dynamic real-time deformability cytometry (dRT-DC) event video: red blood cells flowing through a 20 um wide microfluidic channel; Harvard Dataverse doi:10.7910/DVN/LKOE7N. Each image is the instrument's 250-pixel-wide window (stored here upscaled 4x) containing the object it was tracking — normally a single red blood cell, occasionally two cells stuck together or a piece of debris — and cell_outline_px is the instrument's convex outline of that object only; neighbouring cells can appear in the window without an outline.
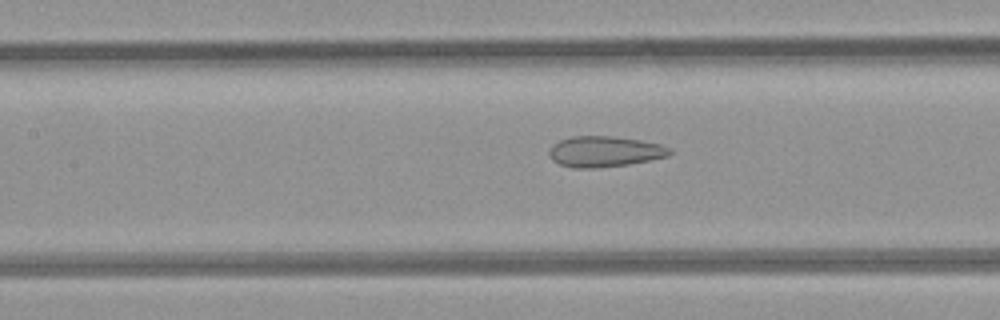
{"species": "common noctule bat (a hibernating species)", "species_latin": "Nyctalus noctula", "temperature_condition": "room temperature", "stored_images_in_passage": 21, "camera_frame_rate_fps": 3000, "um_per_image_px": 0.085, "animal": {"sex": "female", "body_mass_g": 21.9}, "frame": {"image": 1, "passage_image": 11, "time_ms": 3.333, "image_size_px": [1000, 320], "cell_outline_px": [[672, 152], [668, 156], [628, 164], [596, 168], [572, 168], [560, 164], [552, 160], [548, 152], [552, 144], [560, 140], [572, 136], [612, 136], [640, 140], [660, 144], [672, 148]], "centroid_in_image_um": [51.38, 12.88], "position_along_channel_um": 156.0, "area_um2": 21.62}}
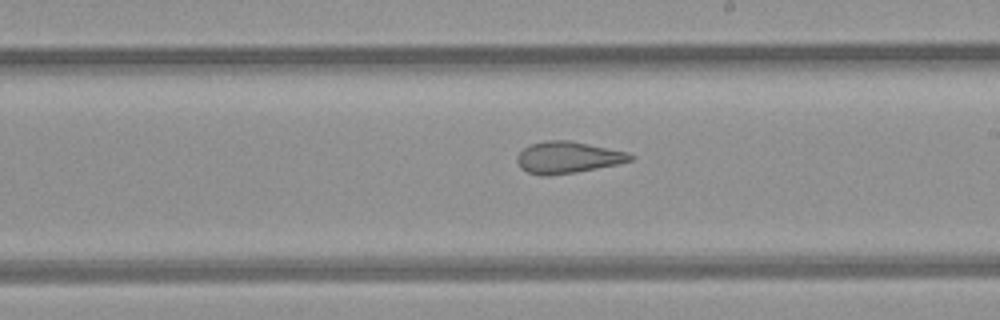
{"frame": {"image": 2, "passage_image": 17, "time_ms": 5.333, "image_size_px": [1000, 320], "cell_outline_px": [[636, 156], [632, 160], [616, 164], [576, 172], [548, 176], [540, 176], [528, 172], [520, 168], [516, 160], [516, 156], [524, 148], [532, 144], [544, 140], [568, 140], [628, 152]], "centroid_in_image_um": [48.23, 13.38], "position_along_channel_um": 240.8, "area_um2": 20.87}}
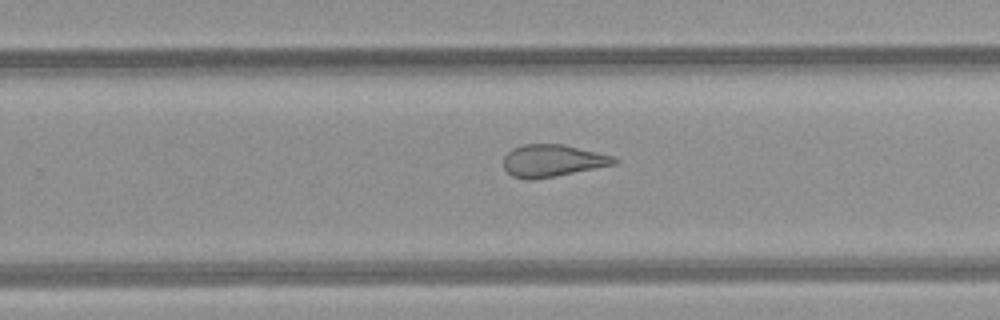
{"frame": {"image": 3, "passage_image": 20, "time_ms": 6.333, "image_size_px": [1000, 320], "cell_outline_px": [[620, 160], [616, 164], [556, 176], [532, 180], [528, 180], [512, 176], [504, 168], [504, 156], [512, 148], [524, 144], [564, 144], [616, 156]], "centroid_in_image_um": [47.0, 13.65], "position_along_channel_um": 282.8, "area_um2": 20.98}}